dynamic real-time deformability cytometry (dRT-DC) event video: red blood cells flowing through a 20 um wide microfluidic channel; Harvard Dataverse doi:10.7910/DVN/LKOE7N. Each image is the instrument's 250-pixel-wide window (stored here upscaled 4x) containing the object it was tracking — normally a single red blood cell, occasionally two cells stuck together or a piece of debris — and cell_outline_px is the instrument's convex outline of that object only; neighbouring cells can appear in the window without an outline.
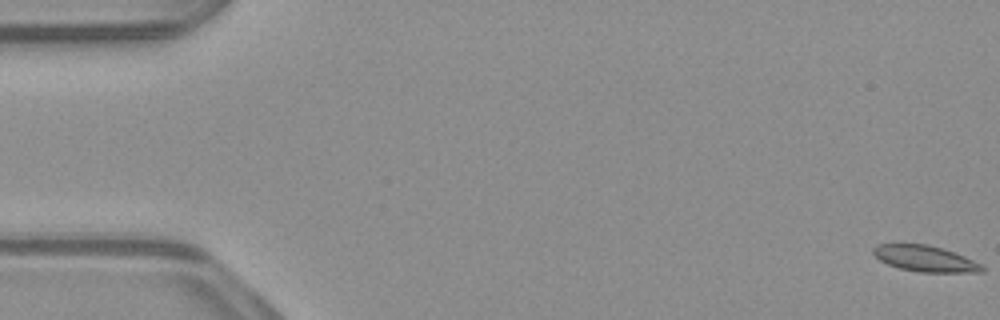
{"species": "common noctule bat (a hibernating species)", "species_latin": "Nyctalus noctula", "temperature_condition": "warm", "stored_images_in_passage": 53, "camera_frame_rate_fps": 3000, "um_per_image_px": 0.085, "animal": {"sex": "male", "body_mass_g": 23.1, "forearm_length_mm": 52.7}, "frame": {"image": 1, "passage_image": 1, "time_ms": 0.0, "image_size_px": [1000, 320], "cell_outline_px": [[984, 272], [920, 272], [900, 268], [888, 264], [880, 260], [872, 252], [872, 248], [876, 244], [928, 244], [944, 248], [984, 264]], "centroid_in_image_um": [78.67, 21.97], "position_along_channel_um": 6.3, "area_um2": 16.59}}
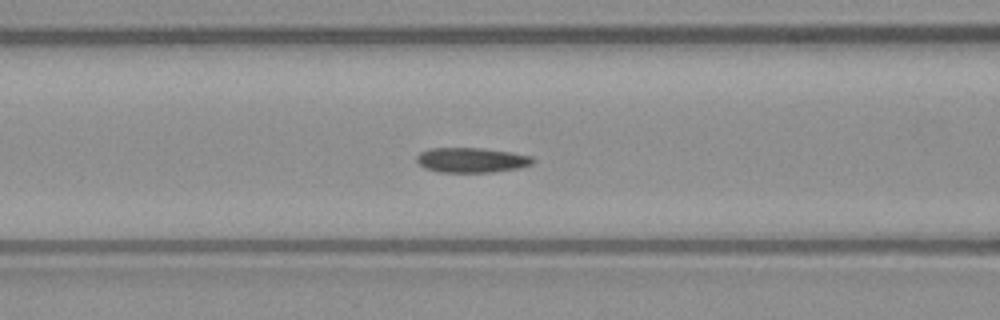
{"frame": {"image": 2, "passage_image": 22, "time_ms": 7.0, "image_size_px": [1000, 320], "cell_outline_px": [[536, 160], [532, 164], [520, 168], [492, 172], [440, 172], [424, 168], [416, 160], [416, 156], [420, 152], [428, 148], [484, 148], [512, 152], [532, 156]], "centroid_in_image_um": [40.1, 13.6], "position_along_channel_um": 126.5, "area_um2": 17.05}}
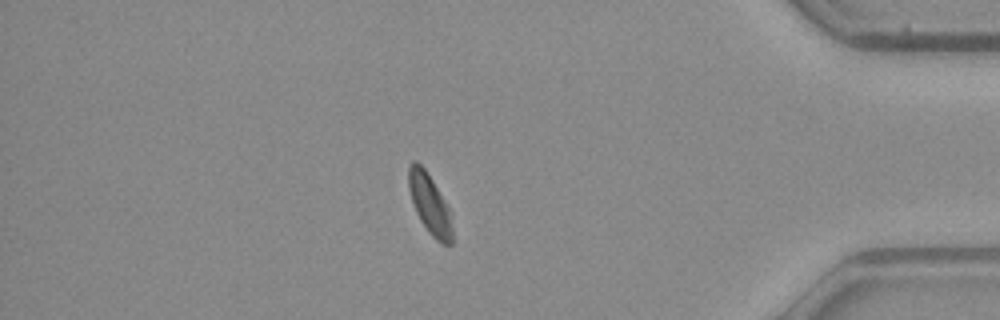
{"frame": {"image": 3, "passage_image": 46, "time_ms": 15.0, "image_size_px": [1000, 320], "cell_outline_px": [[452, 244], [440, 244], [428, 232], [420, 220], [416, 212], [408, 188], [408, 168], [412, 160], [416, 160], [424, 168], [432, 180], [452, 212]], "centroid_in_image_um": [36.54, 17.36], "position_along_channel_um": 398.7, "area_um2": 15.43}, "authors_computed_cell_mechanics": {"area_um2": 16.762, "velocity_mm_per_s": 3.9154, "shape_relaxation_time_tau1_ms": 9.5575, "shape_relaxation_time_tau2_ms": 6.118, "deformation_change_tau1": 0.1558, "deformation_change_tau2": 0.0869}}